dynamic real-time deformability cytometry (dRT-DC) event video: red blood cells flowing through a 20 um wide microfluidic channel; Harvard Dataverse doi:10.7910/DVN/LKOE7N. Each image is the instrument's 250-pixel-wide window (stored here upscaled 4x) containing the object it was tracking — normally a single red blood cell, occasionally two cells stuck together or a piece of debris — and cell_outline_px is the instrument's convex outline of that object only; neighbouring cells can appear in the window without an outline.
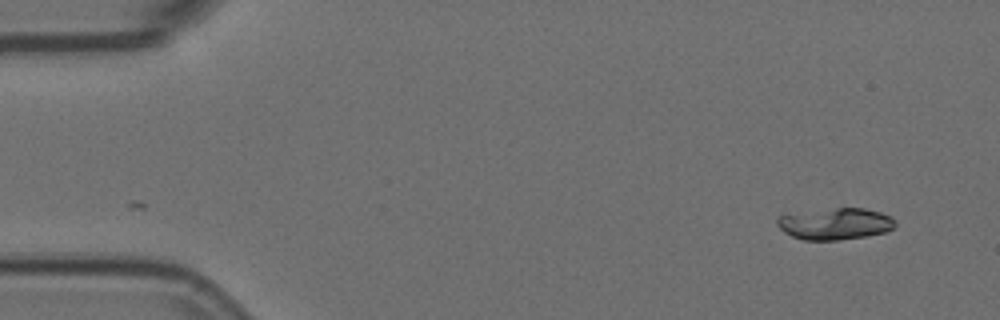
{"species": "Egyptian fruit bat (a non-hibernating species)", "species_latin": "Rousettus aegyptiacus", "temperature_condition": "room temperature", "stored_images_in_passage": 9, "camera_frame_rate_fps": 3000, "um_per_image_px": 0.085, "animal": {"sex": "female"}, "frame": {"image": 1, "passage_image": 1, "time_ms": 0.0, "image_size_px": [1000, 320], "cell_outline_px": [[896, 224], [892, 228], [884, 232], [864, 236], [836, 240], [804, 240], [792, 236], [784, 232], [776, 224], [776, 216], [836, 208], [864, 208], [880, 212], [892, 216], [896, 220]], "centroid_in_image_um": [71.0, 19.02], "position_along_channel_um": 14.0, "area_um2": 21.5}}
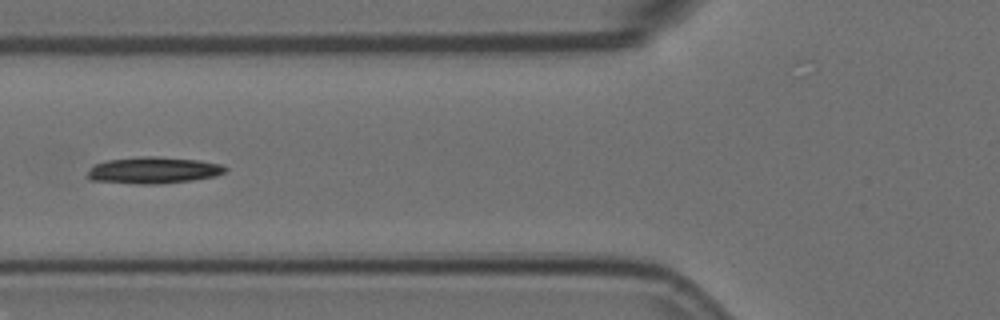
{"frame": {"image": 2, "passage_image": 6, "time_ms": 1.667, "image_size_px": [1000, 320], "cell_outline_px": [[228, 168], [224, 172], [216, 176], [192, 180], [156, 184], [136, 184], [88, 180], [84, 176], [96, 164], [108, 160], [144, 156], [152, 156], [200, 160], [220, 164]], "centroid_in_image_um": [13.02, 14.48], "position_along_channel_um": 112.8, "area_um2": 21.33}}
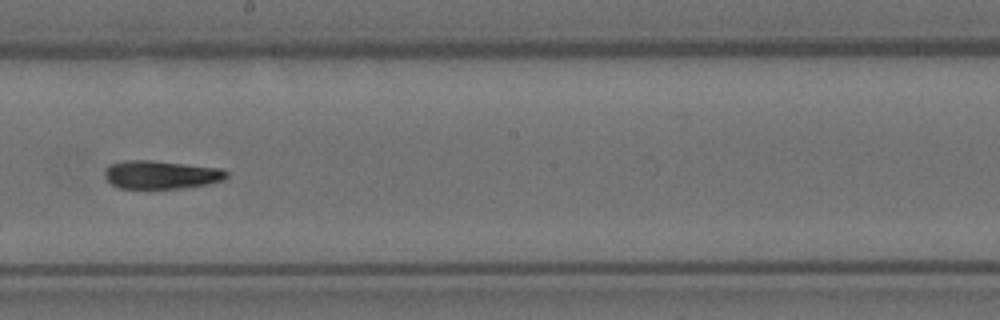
{"frame": {"image": 3, "passage_image": 9, "time_ms": 2.667, "image_size_px": [1000, 320], "cell_outline_px": [[228, 176], [224, 180], [208, 184], [184, 188], [120, 188], [112, 184], [104, 176], [104, 168], [108, 164], [124, 160], [152, 160], [220, 168], [228, 172]], "centroid_in_image_um": [13.67, 14.84], "position_along_channel_um": 234.5, "area_um2": 20.23}}